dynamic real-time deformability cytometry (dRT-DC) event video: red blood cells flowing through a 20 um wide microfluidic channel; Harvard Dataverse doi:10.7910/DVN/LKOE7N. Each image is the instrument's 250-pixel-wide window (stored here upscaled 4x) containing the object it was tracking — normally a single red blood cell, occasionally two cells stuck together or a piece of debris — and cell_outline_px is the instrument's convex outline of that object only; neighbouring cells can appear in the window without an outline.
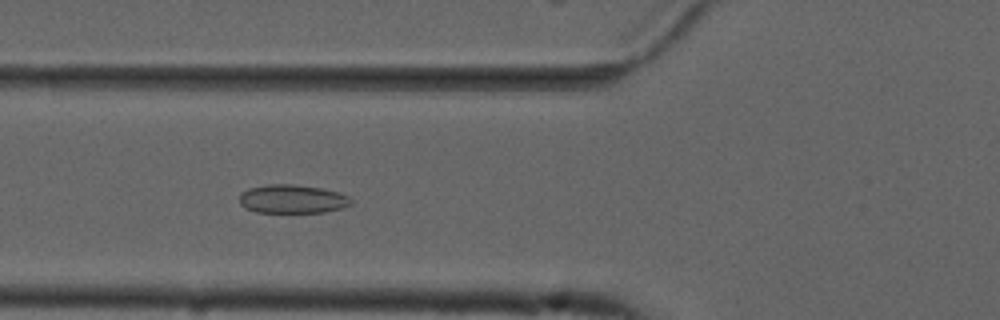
{"species": "common noctule bat (a hibernating species)", "species_latin": "Nyctalus noctula", "temperature_condition": "cold", "stored_images_in_passage": 36, "camera_frame_rate_fps": 3000, "um_per_image_px": 0.085, "animal": {"sex": "male", "forearm_length_mm": 52.5}, "frame": {"image": 1, "passage_image": 6, "time_ms": 1.667, "image_size_px": [1000, 320], "cell_outline_px": [[352, 204], [340, 208], [324, 212], [256, 212], [244, 208], [240, 204], [240, 196], [248, 188], [272, 184], [292, 184], [320, 188], [336, 192], [348, 196], [352, 200]], "centroid_in_image_um": [24.84, 16.92], "position_along_channel_um": 101.0, "area_um2": 18.38}}
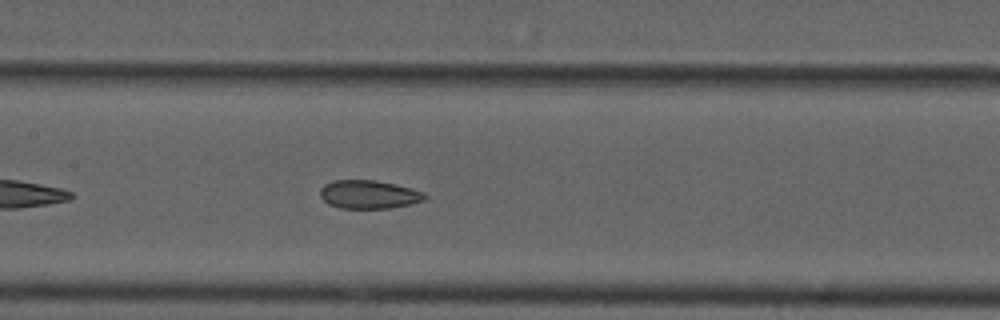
{"frame": {"image": 2, "passage_image": 12, "time_ms": 3.667, "image_size_px": [1000, 320], "cell_outline_px": [[428, 196], [424, 200], [412, 204], [392, 208], [340, 208], [328, 204], [320, 196], [320, 188], [324, 184], [332, 180], [376, 180], [424, 192]], "centroid_in_image_um": [31.33, 16.53], "position_along_channel_um": 176.1, "area_um2": 17.34}}
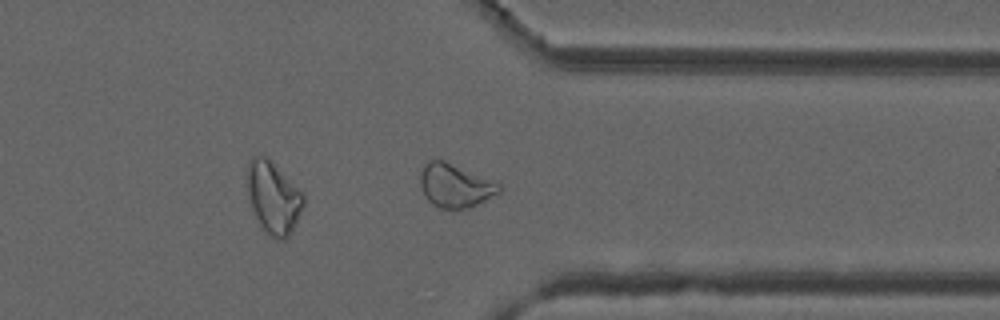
{"frame": {"image": 3, "passage_image": 28, "time_ms": 9.0, "image_size_px": [1000, 320], "cell_outline_px": [[500, 192], [468, 208], [440, 208], [432, 204], [424, 196], [420, 184], [420, 176], [424, 164], [428, 160], [444, 160], [500, 180]], "centroid_in_image_um": [38.73, 15.74], "position_along_channel_um": 372.7, "area_um2": 20.4}, "authors_computed_cell_mechanics": {"area_um2": 18.4093, "velocity_mm_per_s": 3.7319, "shape_relaxation_time_tau1_ms": null, "shape_relaxation_time_tau2_ms": 2.2694, "deformation_change_tau1": null, "deformation_change_tau2": 0.0744}}